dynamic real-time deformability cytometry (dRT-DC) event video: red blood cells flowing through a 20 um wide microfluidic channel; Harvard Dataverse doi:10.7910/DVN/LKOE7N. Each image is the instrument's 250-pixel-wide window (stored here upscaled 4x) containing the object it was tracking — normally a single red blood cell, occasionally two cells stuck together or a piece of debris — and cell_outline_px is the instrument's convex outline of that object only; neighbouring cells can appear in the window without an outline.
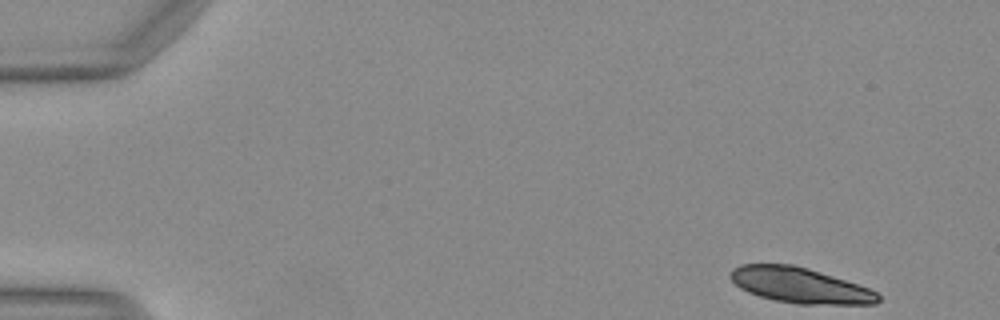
{"species": "Egyptian fruit bat (a non-hibernating species)", "species_latin": "Rousettus aegyptiacus", "temperature_condition": "warm", "stored_images_in_passage": 47, "camera_frame_rate_fps": 3000, "um_per_image_px": 0.085, "animal": {"sex": "female"}, "frame": {"image": 1, "passage_image": 1, "time_ms": 0.0, "image_size_px": [1000, 320], "cell_outline_px": [[880, 300], [876, 304], [796, 304], [776, 300], [760, 296], [748, 292], [740, 288], [732, 280], [732, 268], [740, 264], [792, 264], [808, 268], [868, 288], [876, 292], [880, 296]], "centroid_in_image_um": [67.99, 24.25], "position_along_channel_um": 17.0, "area_um2": 30.11}}
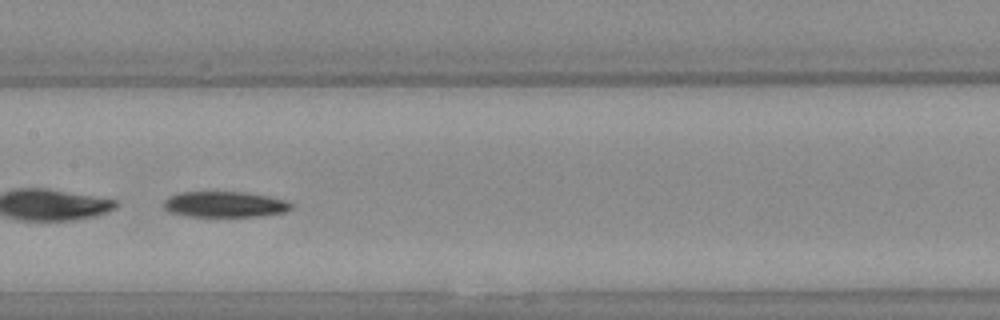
{"frame": {"image": 2, "passage_image": 23, "time_ms": 7.333, "image_size_px": [1000, 320], "cell_outline_px": [[292, 208], [288, 212], [260, 216], [188, 216], [168, 212], [160, 204], [168, 196], [180, 192], [244, 192], [268, 196], [288, 200], [292, 204]], "centroid_in_image_um": [19.09, 17.37], "position_along_channel_um": 188.3, "area_um2": 19.42}, "authors_computed_cell_mechanics": {"area_um2": 20.9236, "velocity_mm_per_s": 4.1102, "shape_relaxation_time_tau1_ms": 3.387, "shape_relaxation_time_tau2_ms": null, "deformation_change_tau1": 0.1744, "deformation_change_tau2": null}}